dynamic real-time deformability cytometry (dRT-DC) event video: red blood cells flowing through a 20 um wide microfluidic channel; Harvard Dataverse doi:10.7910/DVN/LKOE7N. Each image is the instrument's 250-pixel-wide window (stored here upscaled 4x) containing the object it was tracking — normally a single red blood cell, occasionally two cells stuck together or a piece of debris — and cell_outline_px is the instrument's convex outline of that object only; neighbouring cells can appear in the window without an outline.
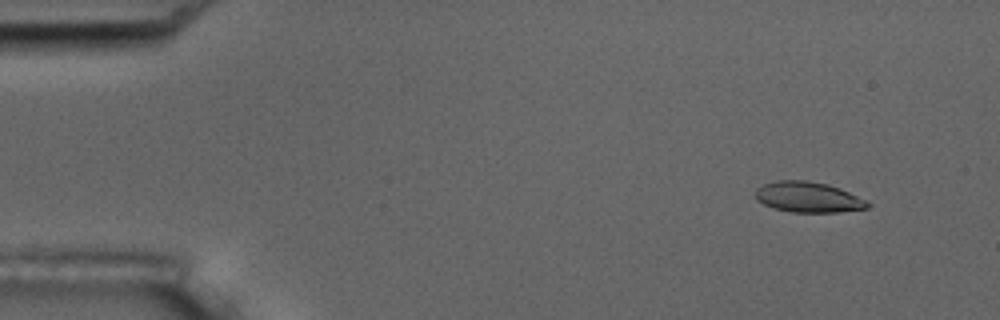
{"species": "common noctule bat (a hibernating species)", "species_latin": "Nyctalus noctula", "temperature_condition": "room temperature", "stored_images_in_passage": 5, "camera_frame_rate_fps": 3000, "um_per_image_px": 0.085, "animal": {"sex": "male", "body_mass_g": 17.5, "forearm_length_mm": 52.3}, "frame": {"image": 1, "passage_image": 2, "time_ms": 1.0, "image_size_px": [1000, 320], "cell_outline_px": [[872, 204], [868, 208], [836, 212], [792, 212], [772, 208], [756, 200], [756, 188], [764, 184], [776, 180], [804, 180], [828, 184], [840, 188]], "centroid_in_image_um": [68.66, 16.75], "position_along_channel_um": 16.3, "area_um2": 19.88}}
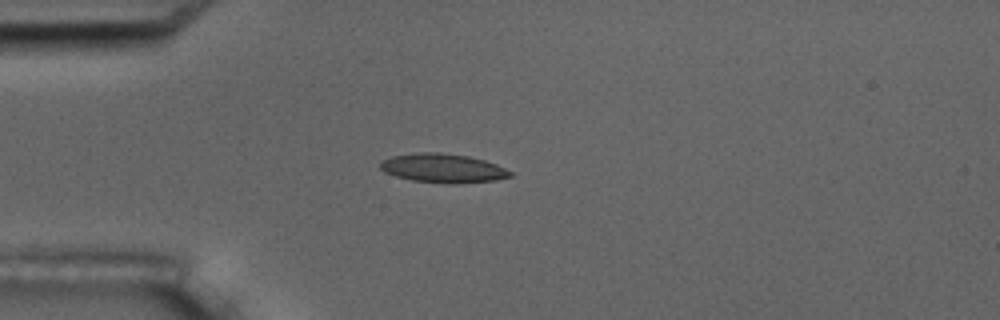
{"frame": {"image": 2, "passage_image": 5, "time_ms": 4.333, "image_size_px": [1000, 320], "cell_outline_px": [[512, 176], [496, 180], [452, 184], [448, 184], [412, 180], [396, 176], [384, 172], [380, 168], [380, 164], [384, 160], [392, 156], [420, 152], [440, 152], [468, 156], [484, 160], [496, 164], [512, 172]], "centroid_in_image_um": [37.66, 14.3], "position_along_channel_um": 47.3, "area_um2": 21.85}}